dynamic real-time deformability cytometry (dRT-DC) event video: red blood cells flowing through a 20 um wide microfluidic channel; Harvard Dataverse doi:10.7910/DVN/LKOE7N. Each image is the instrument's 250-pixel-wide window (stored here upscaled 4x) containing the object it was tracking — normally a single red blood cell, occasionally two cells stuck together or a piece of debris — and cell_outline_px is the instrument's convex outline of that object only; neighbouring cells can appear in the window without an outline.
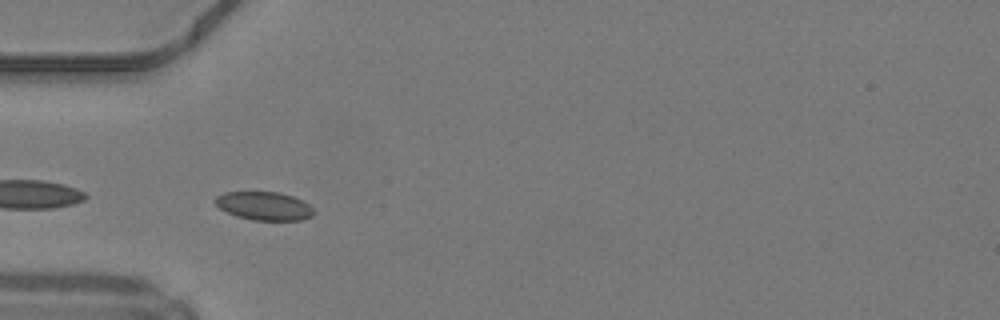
{"species": "common noctule bat (a hibernating species)", "species_latin": "Nyctalus noctula", "temperature_condition": "warm", "stored_images_in_passage": 34, "camera_frame_rate_fps": 3000, "um_per_image_px": 0.085, "animal": {"sex": "male", "body_mass_g": 19.2, "forearm_length_mm": 51.8}, "frame": {"image": 1, "passage_image": 10, "time_ms": 3.0, "image_size_px": [1000, 320], "cell_outline_px": [[316, 212], [312, 216], [300, 220], [252, 220], [236, 216], [220, 208], [212, 200], [216, 196], [224, 192], [280, 192], [292, 196], [308, 204]], "centroid_in_image_um": [22.43, 17.5], "position_along_channel_um": 62.6, "area_um2": 16.3}, "authors_computed_cell_mechanics": {"area_um2": 16.8776, "velocity_mm_per_s": 4.1889, "shape_relaxation_time_tau1_ms": null, "shape_relaxation_time_tau2_ms": 2.1694, "deformation_change_tau1": null, "deformation_change_tau2": 0.0735}}